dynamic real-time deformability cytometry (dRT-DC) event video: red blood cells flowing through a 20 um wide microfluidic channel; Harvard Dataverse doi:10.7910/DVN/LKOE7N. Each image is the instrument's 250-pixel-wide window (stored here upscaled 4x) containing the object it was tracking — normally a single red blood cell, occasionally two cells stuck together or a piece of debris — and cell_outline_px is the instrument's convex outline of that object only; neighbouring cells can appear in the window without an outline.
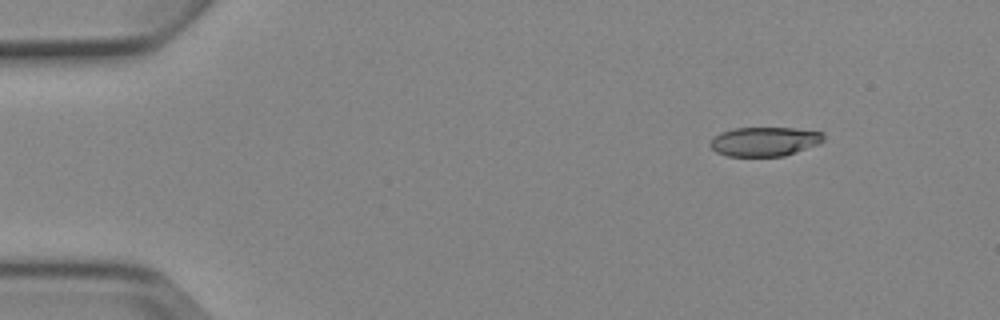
{"species": "Egyptian fruit bat (a non-hibernating species)", "species_latin": "Rousettus aegyptiacus", "temperature_condition": "cold", "stored_images_in_passage": 4, "camera_frame_rate_fps": 3000, "um_per_image_px": 0.085, "animal": {"sex": "female"}, "frame": {"image": 1, "passage_image": 1, "time_ms": 0.0, "image_size_px": [1000, 320], "cell_outline_px": [[824, 140], [820, 144], [784, 156], [728, 156], [716, 152], [708, 144], [720, 132], [732, 128], [792, 128], [824, 132]], "centroid_in_image_um": [65.01, 12.03], "position_along_channel_um": 20.0, "area_um2": 19.36}}
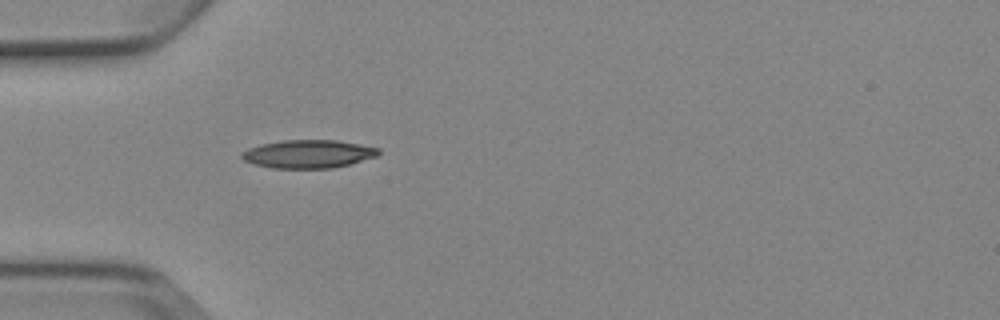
{"frame": {"image": 2, "passage_image": 4, "time_ms": 3.333, "image_size_px": [1000, 320], "cell_outline_px": [[380, 152], [376, 156], [348, 164], [332, 168], [272, 168], [256, 164], [244, 160], [240, 156], [240, 152], [248, 148], [260, 144], [280, 140], [336, 140], [360, 144], [380, 148]], "centroid_in_image_um": [26.17, 13.07], "position_along_channel_um": 58.8, "area_um2": 22.43}}